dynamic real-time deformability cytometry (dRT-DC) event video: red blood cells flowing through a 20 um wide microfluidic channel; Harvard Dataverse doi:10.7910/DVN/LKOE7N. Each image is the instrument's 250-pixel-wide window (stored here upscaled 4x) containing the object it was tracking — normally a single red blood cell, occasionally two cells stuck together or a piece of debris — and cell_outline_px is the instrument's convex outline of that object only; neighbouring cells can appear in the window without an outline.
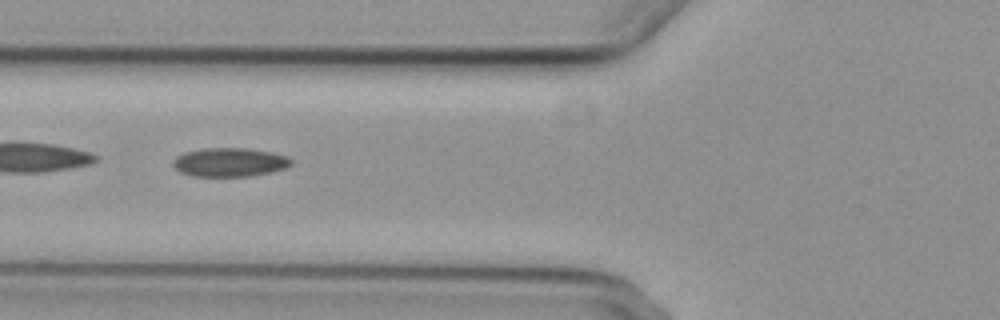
{"species": "common noctule bat (a hibernating species)", "species_latin": "Nyctalus noctula", "temperature_condition": "cold", "stored_images_in_passage": 3, "camera_frame_rate_fps": 3000, "um_per_image_px": 0.085, "animal": {"sex": "female", "body_mass_g": 29.2, "forearm_length_mm": 56.3}, "frame": {"image": 1, "passage_image": 2, "time_ms": 1.333, "image_size_px": [1000, 320], "cell_outline_px": [[292, 164], [284, 168], [272, 172], [248, 176], [192, 176], [180, 172], [172, 164], [172, 160], [176, 156], [184, 152], [204, 148], [248, 148], [272, 152], [288, 156], [292, 160]], "centroid_in_image_um": [19.51, 13.78], "position_along_channel_um": 106.3, "area_um2": 19.94}}